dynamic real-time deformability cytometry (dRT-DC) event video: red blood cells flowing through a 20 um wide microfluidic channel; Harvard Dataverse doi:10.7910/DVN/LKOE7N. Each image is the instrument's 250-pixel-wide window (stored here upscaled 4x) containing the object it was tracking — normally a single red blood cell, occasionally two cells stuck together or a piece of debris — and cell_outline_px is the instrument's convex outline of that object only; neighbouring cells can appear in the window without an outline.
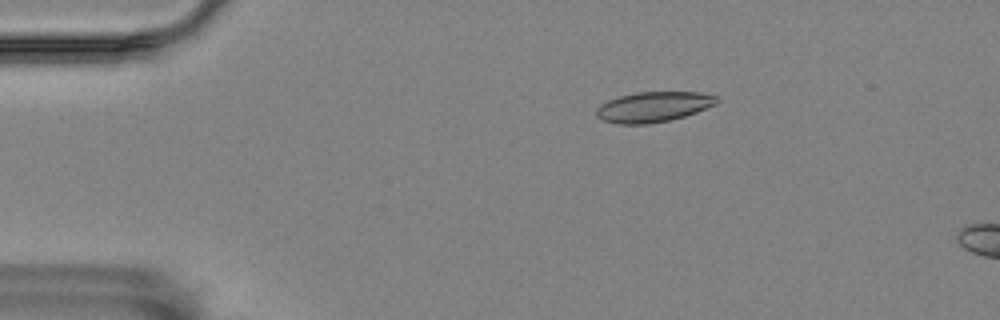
{"species": "Egyptian fruit bat (a non-hibernating species)", "species_latin": "Rousettus aegyptiacus", "temperature_condition": "room temperature", "stored_images_in_passage": 17, "camera_frame_rate_fps": 3000, "um_per_image_px": 0.085, "animal": {"sex": "female"}, "frame": {"image": 1, "passage_image": 10, "time_ms": 3.0, "image_size_px": [1000, 320], "cell_outline_px": [[720, 100], [716, 104], [696, 112], [684, 116], [668, 120], [648, 124], [620, 124], [604, 120], [596, 116], [596, 108], [600, 104], [608, 100], [620, 96], [636, 92], [700, 92], [716, 96]], "centroid_in_image_um": [55.54, 9.08], "position_along_channel_um": 29.5, "area_um2": 21.15}}